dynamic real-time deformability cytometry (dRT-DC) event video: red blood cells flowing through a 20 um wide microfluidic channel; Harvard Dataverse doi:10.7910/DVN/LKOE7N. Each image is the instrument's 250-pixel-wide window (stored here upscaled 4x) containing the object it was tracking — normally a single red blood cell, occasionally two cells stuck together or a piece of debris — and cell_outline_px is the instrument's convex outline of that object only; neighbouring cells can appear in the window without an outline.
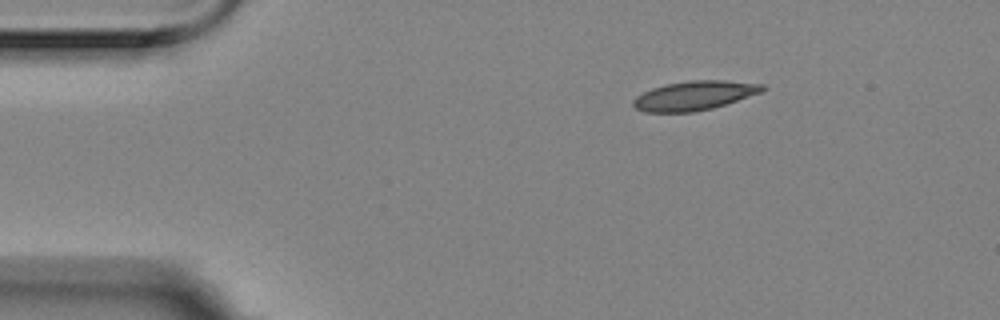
{"species": "Egyptian fruit bat (a non-hibernating species)", "species_latin": "Rousettus aegyptiacus", "temperature_condition": "room temperature", "stored_images_in_passage": 3, "camera_frame_rate_fps": 3000, "um_per_image_px": 0.085, "animal": {"sex": "female"}, "frame": {"image": 1, "passage_image": 1, "time_ms": 0.0, "image_size_px": [1000, 320], "cell_outline_px": [[768, 88], [760, 92], [712, 108], [692, 112], [644, 112], [636, 108], [632, 104], [632, 100], [636, 96], [652, 88], [664, 84], [692, 80], [724, 80], [764, 84]], "centroid_in_image_um": [58.99, 8.11], "position_along_channel_um": 26.0, "area_um2": 21.85}}
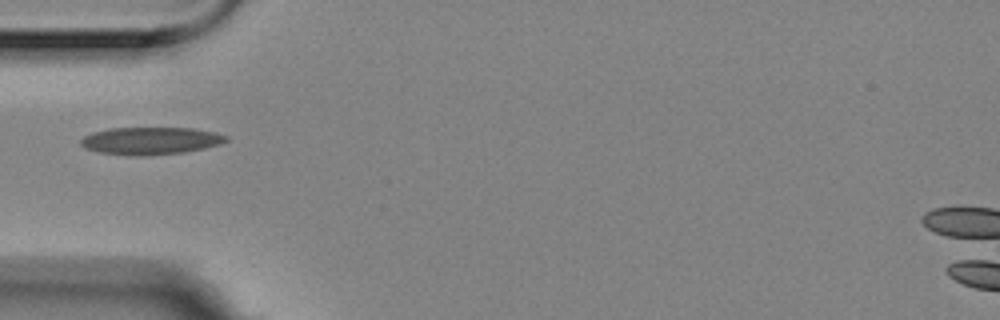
{"frame": {"image": 2, "passage_image": 3, "time_ms": 0.667, "image_size_px": [1000, 320], "cell_outline_px": [[228, 140], [220, 144], [204, 148], [184, 152], [144, 156], [136, 156], [100, 152], [84, 148], [80, 144], [80, 140], [84, 136], [92, 132], [108, 128], [192, 128], [216, 132], [228, 136]], "centroid_in_image_um": [12.79, 11.96], "position_along_channel_um": 72.2, "area_um2": 23.29}}